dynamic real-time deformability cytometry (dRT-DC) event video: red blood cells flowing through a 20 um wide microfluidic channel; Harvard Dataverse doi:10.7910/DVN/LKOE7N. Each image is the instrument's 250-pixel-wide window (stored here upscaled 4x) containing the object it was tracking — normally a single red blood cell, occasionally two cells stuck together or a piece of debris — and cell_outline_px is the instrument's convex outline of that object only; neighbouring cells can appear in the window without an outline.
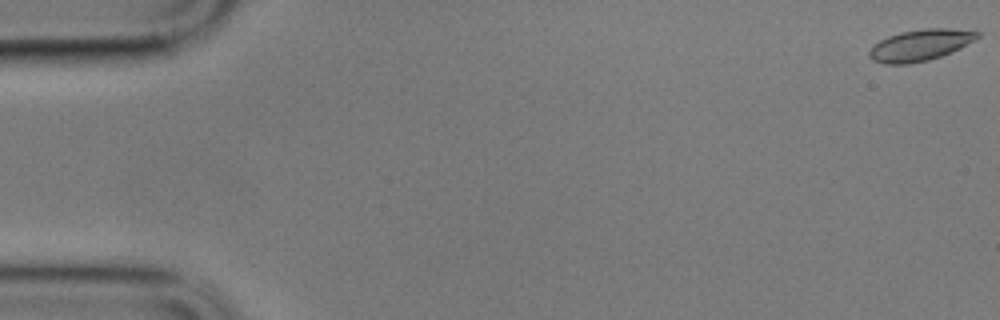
{"species": "common noctule bat (a hibernating species)", "species_latin": "Nyctalus noctula", "temperature_condition": "cold", "stored_images_in_passage": 4, "camera_frame_rate_fps": 3000, "um_per_image_px": 0.085, "animal": {"sex": "male", "body_mass_g": 17.9}, "frame": {"image": 1, "passage_image": 1, "time_ms": 0.0, "image_size_px": [1000, 320], "cell_outline_px": [[980, 36], [960, 48], [952, 52], [928, 60], [908, 64], [884, 64], [872, 60], [868, 56], [868, 52], [880, 40], [888, 36], [900, 32], [924, 28], [948, 28], [980, 32]], "centroid_in_image_um": [78.2, 3.84], "position_along_channel_um": 6.8, "area_um2": 19.65}}